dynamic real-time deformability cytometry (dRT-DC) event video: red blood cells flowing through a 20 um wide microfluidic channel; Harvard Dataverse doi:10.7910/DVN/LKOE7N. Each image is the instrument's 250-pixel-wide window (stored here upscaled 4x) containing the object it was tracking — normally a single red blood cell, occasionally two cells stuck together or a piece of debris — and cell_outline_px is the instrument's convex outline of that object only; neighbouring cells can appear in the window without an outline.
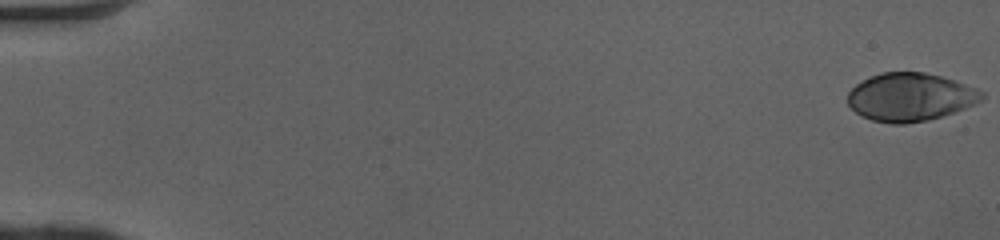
{"species": "human", "species_latin": "Homo sapiens", "temperature_condition": "cold", "stored_images_in_passage": 51, "camera_frame_rate_fps": 3000, "um_per_image_px": 0.085, "donor": {"sex": "female"}, "frame": {"image": 1, "passage_image": 1, "time_ms": 0.0, "image_size_px": [1000, 240], "cell_outline_px": [[984, 100], [964, 108], [928, 120], [904, 124], [892, 124], [872, 120], [860, 116], [848, 104], [848, 92], [856, 84], [880, 72], [924, 72], [940, 76], [976, 88], [984, 92]], "centroid_in_image_um": [77.36, 8.25], "position_along_channel_um": 7.6, "area_um2": 37.4}}
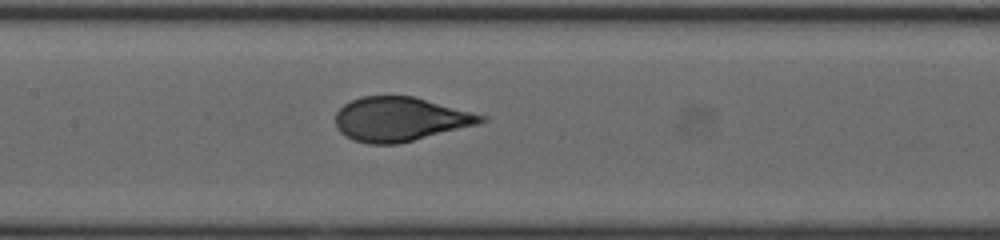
{"frame": {"image": 2, "passage_image": 26, "time_ms": 8.333, "image_size_px": [1000, 240], "cell_outline_px": [[488, 120], [476, 124], [396, 144], [368, 144], [352, 140], [344, 136], [336, 128], [336, 112], [344, 104], [360, 96], [412, 96], [472, 112], [484, 116]], "centroid_in_image_um": [33.93, 10.13], "position_along_channel_um": 173.5, "area_um2": 36.93}}
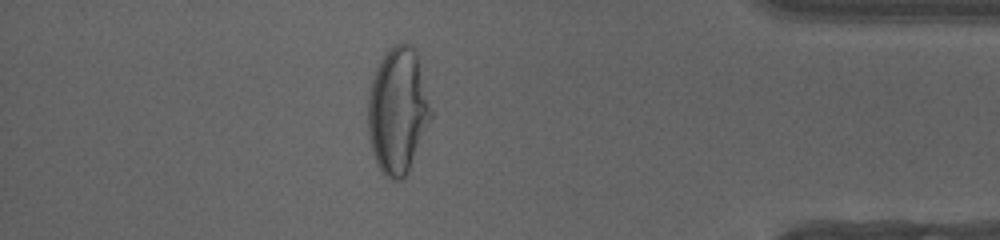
{"frame": {"image": 3, "passage_image": 45, "time_ms": 14.667, "image_size_px": [1000, 240], "cell_outline_px": [[432, 116], [408, 172], [404, 180], [392, 180], [380, 168], [376, 160], [372, 148], [368, 132], [368, 96], [372, 80], [376, 68], [380, 60], [388, 48], [396, 44], [408, 44], [416, 52], [432, 112]], "centroid_in_image_um": [33.8, 9.41], "position_along_channel_um": 401.4, "area_um2": 45.6}, "authors_computed_cell_mechanics": {"area_um2": 37.7434, "velocity_mm_per_s": 4.0969, "shape_relaxation_time_tau1_ms": 4.8291, "shape_relaxation_time_tau2_ms": null, "deformation_change_tau1": 0.2328, "deformation_change_tau2": null}}